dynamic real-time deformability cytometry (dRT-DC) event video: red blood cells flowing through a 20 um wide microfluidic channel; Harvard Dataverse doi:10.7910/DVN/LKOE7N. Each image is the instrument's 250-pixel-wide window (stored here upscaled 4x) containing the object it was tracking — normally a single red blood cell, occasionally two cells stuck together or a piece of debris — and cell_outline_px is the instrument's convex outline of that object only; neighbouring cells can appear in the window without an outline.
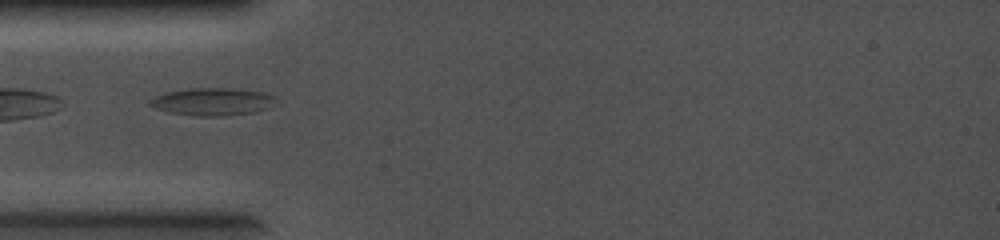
{"species": "common noctule bat (a hibernating species)", "species_latin": "Nyctalus noctula", "temperature_condition": "cold", "stored_images_in_passage": 8, "camera_frame_rate_fps": 5000, "um_per_image_px": 0.085, "animal": {"sex": "female", "body_mass_g": 19.0, "forearm_length_mm": 56.7}, "frame": {"image": 1, "passage_image": 1, "time_ms": 0.0, "image_size_px": [1000, 240], "cell_outline_px": [[276, 96], [268, 108], [256, 112], [224, 116], [196, 116], [168, 112], [156, 108], [148, 104], [148, 100], [156, 96], [168, 92], [188, 88], [232, 88], [260, 92]], "centroid_in_image_um": [18.03, 8.65], "position_along_channel_um": 67.0, "area_um2": 20.11}}
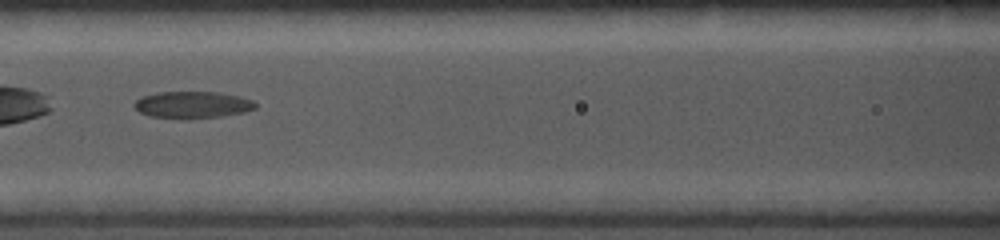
{"frame": {"image": 2, "passage_image": 5, "time_ms": 0.8, "image_size_px": [1000, 240], "cell_outline_px": [[256, 108], [244, 112], [224, 116], [148, 116], [140, 112], [132, 104], [136, 100], [144, 96], [156, 92], [220, 92], [240, 96], [252, 100], [256, 104]], "centroid_in_image_um": [16.39, 8.86], "position_along_channel_um": 150.2, "area_um2": 18.21}}
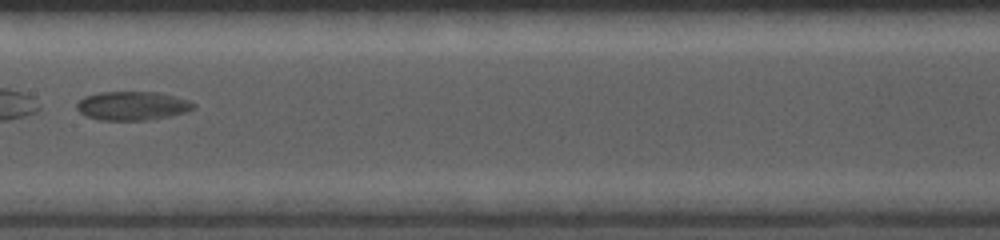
{"frame": {"image": 3, "passage_image": 7, "time_ms": 1.2, "image_size_px": [1000, 240], "cell_outline_px": [[196, 108], [184, 112], [168, 116], [144, 120], [100, 120], [88, 116], [80, 112], [76, 108], [76, 104], [84, 96], [100, 92], [160, 92], [188, 100], [196, 104]], "centroid_in_image_um": [11.25, 8.98], "position_along_channel_um": 196.2, "area_um2": 19.48}}